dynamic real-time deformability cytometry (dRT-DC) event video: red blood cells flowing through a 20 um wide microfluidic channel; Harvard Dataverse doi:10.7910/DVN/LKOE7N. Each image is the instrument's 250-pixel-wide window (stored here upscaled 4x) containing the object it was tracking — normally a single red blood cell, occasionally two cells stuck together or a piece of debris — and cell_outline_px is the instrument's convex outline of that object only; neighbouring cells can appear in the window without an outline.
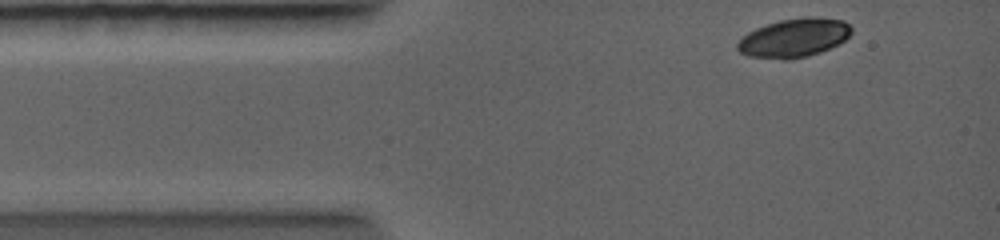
{"species": "common noctule bat (a hibernating species)", "species_latin": "Nyctalus noctula", "temperature_condition": "warm", "stored_images_in_passage": 6, "camera_frame_rate_fps": 5000, "um_per_image_px": 0.085, "animal": {"sex": "female", "body_mass_g": 19.0, "forearm_length_mm": 56.7}, "frame": {"image": 1, "passage_image": 1, "time_ms": 0.0, "image_size_px": [1000, 240], "cell_outline_px": [[852, 32], [840, 44], [820, 52], [808, 56], [788, 60], [784, 60], [748, 56], [740, 52], [736, 48], [736, 44], [748, 32], [756, 28], [780, 20], [844, 20], [852, 28]], "centroid_in_image_um": [67.45, 3.29], "position_along_channel_um": 17.5, "area_um2": 24.85}}